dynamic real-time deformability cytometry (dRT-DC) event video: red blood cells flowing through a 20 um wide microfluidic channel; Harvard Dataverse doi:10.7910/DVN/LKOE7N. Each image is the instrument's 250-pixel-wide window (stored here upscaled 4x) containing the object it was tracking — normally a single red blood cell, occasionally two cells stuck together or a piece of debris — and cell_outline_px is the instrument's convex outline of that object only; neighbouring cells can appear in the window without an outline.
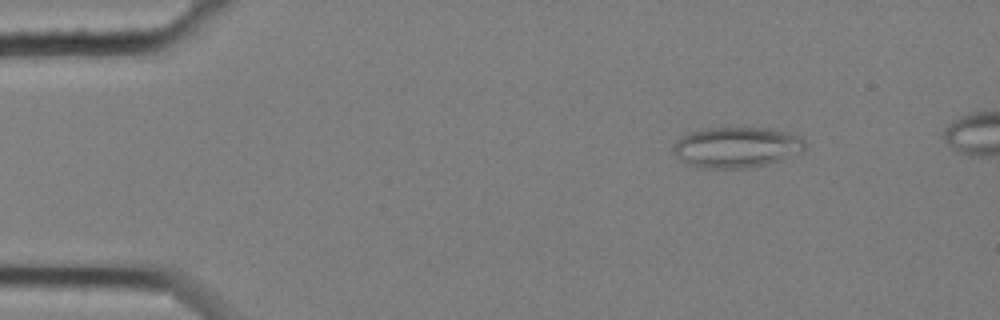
{"species": "common noctule bat (a hibernating species)", "species_latin": "Nyctalus noctula", "temperature_condition": "cold", "stored_images_in_passage": 6, "camera_frame_rate_fps": 3000, "um_per_image_px": 0.085, "animal": {"sex": "female", "body_mass_g": 25.1}, "frame": {"image": 1, "passage_image": 3, "time_ms": 0.667, "image_size_px": [1000, 320], "cell_outline_px": [[808, 144], [800, 152], [764, 164], [744, 168], [708, 168], [688, 164], [676, 156], [672, 148], [676, 140], [680, 136], [688, 132], [708, 128], [772, 128], [788, 132], [800, 136]], "centroid_in_image_um": [62.58, 12.49], "position_along_channel_um": 22.4, "area_um2": 30.98}}